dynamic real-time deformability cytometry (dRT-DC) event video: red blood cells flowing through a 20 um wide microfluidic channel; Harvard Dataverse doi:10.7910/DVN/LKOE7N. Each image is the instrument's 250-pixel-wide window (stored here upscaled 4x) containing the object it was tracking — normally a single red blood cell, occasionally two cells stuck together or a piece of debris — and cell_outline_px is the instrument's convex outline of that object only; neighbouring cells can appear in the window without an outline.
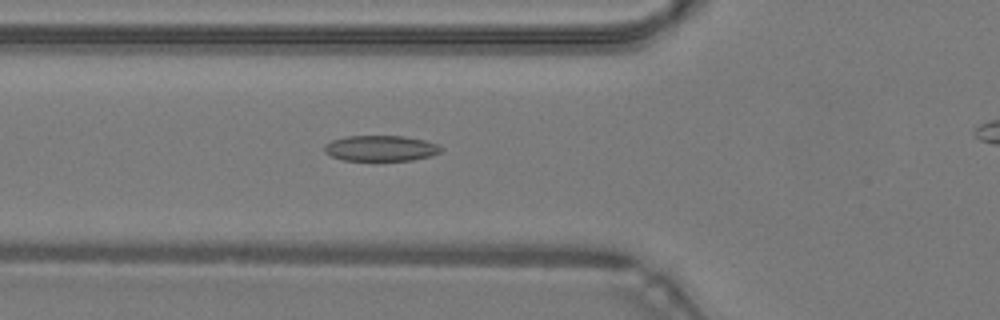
{"species": "common noctule bat (a hibernating species)", "species_latin": "Nyctalus noctula", "temperature_condition": "warm", "stored_images_in_passage": 43, "camera_frame_rate_fps": 3000, "um_per_image_px": 0.085, "animal": {"sex": "male", "body_mass_g": 19.2, "forearm_length_mm": 51.8}, "frame": {"image": 1, "passage_image": 18, "time_ms": 5.667, "image_size_px": [1000, 320], "cell_outline_px": [[444, 148], [440, 152], [432, 156], [412, 160], [344, 160], [332, 156], [324, 152], [324, 144], [332, 140], [348, 136], [404, 136], [424, 140], [440, 144]], "centroid_in_image_um": [32.4, 12.6], "position_along_channel_um": 93.4, "area_um2": 17.51}}
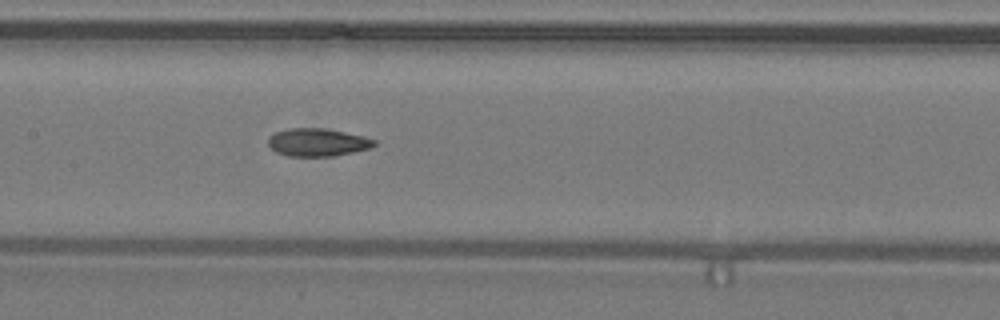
{"frame": {"image": 2, "passage_image": 24, "time_ms": 7.667, "image_size_px": [1000, 320], "cell_outline_px": [[376, 144], [372, 148], [332, 156], [288, 156], [276, 152], [268, 144], [268, 136], [276, 132], [288, 128], [324, 128], [364, 136], [376, 140]], "centroid_in_image_um": [26.99, 12.09], "position_along_channel_um": 180.4, "area_um2": 17.22}}
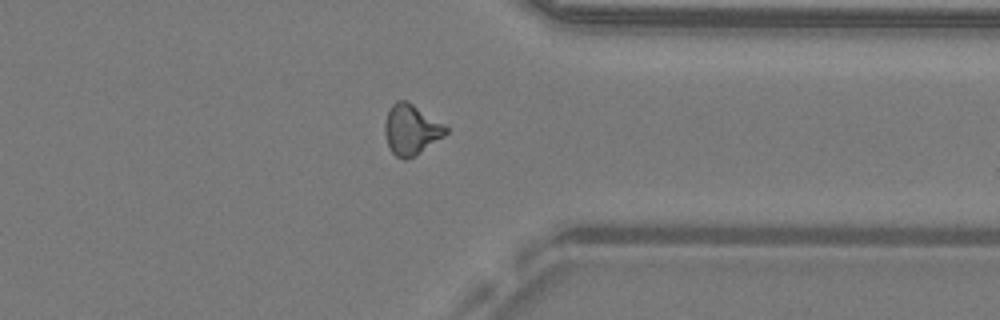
{"frame": {"image": 3, "passage_image": 38, "time_ms": 12.333, "image_size_px": [1000, 320], "cell_outline_px": [[448, 132], [444, 136], [412, 156], [404, 160], [396, 156], [392, 152], [388, 144], [384, 132], [384, 124], [388, 112], [392, 104], [396, 100], [404, 100], [412, 104], [444, 124], [448, 128]], "centroid_in_image_um": [34.93, 11.0], "position_along_channel_um": 376.5, "area_um2": 17.46}}